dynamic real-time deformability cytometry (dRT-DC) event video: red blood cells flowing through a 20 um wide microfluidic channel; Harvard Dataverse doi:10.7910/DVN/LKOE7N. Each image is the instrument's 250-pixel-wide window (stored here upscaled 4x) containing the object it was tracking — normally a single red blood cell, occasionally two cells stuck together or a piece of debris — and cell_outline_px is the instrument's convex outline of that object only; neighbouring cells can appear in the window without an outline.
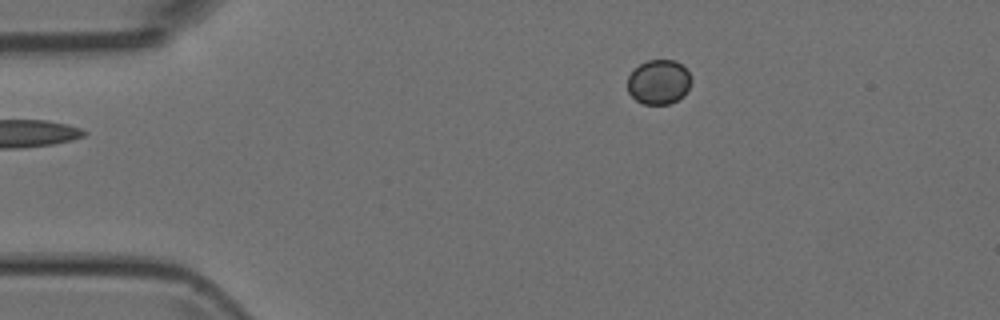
{"species": "Egyptian fruit bat (a non-hibernating species)", "species_latin": "Rousettus aegyptiacus", "temperature_condition": "room temperature", "stored_images_in_passage": 41, "camera_frame_rate_fps": 3000, "um_per_image_px": 0.085, "animal": {"sex": "female"}, "frame": {"image": 1, "passage_image": 1, "time_ms": 0.0, "image_size_px": [1000, 320], "cell_outline_px": [[692, 80], [684, 96], [668, 104], [644, 104], [636, 100], [628, 92], [628, 76], [640, 64], [648, 60], [676, 60], [692, 76]], "centroid_in_image_um": [56.0, 6.97], "position_along_channel_um": 29.0, "area_um2": 16.47}}
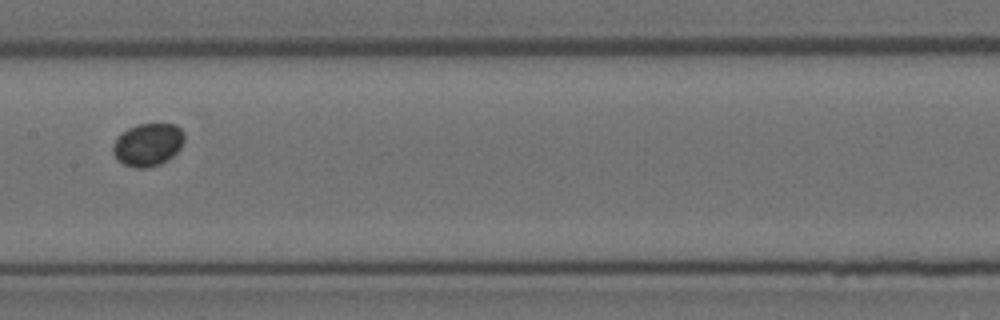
{"frame": {"image": 2, "passage_image": 17, "time_ms": 5.333, "image_size_px": [1000, 320], "cell_outline_px": [[184, 140], [180, 148], [172, 156], [160, 164], [148, 168], [136, 168], [124, 164], [112, 152], [112, 144], [120, 132], [136, 124], [176, 124], [184, 132]], "centroid_in_image_um": [12.56, 12.28], "position_along_channel_um": 194.8, "area_um2": 17.86}}
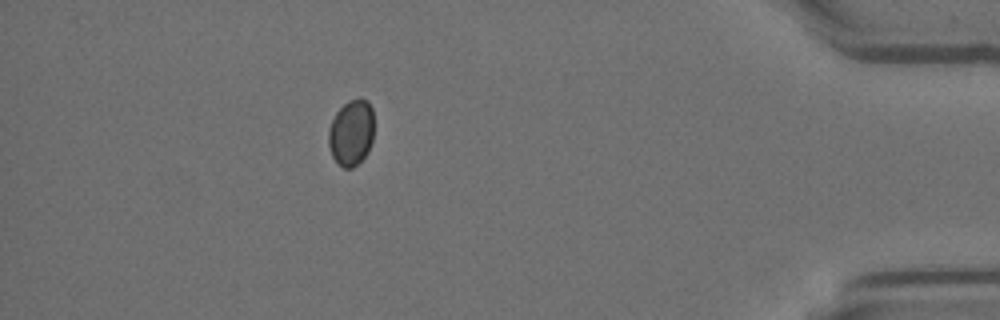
{"frame": {"image": 3, "passage_image": 36, "time_ms": 11.667, "image_size_px": [1000, 320], "cell_outline_px": [[372, 140], [368, 152], [352, 168], [344, 168], [332, 156], [328, 144], [328, 128], [336, 112], [348, 100], [360, 96], [368, 100], [372, 108]], "centroid_in_image_um": [29.85, 11.23], "position_along_channel_um": 405.4, "area_um2": 17.51}}